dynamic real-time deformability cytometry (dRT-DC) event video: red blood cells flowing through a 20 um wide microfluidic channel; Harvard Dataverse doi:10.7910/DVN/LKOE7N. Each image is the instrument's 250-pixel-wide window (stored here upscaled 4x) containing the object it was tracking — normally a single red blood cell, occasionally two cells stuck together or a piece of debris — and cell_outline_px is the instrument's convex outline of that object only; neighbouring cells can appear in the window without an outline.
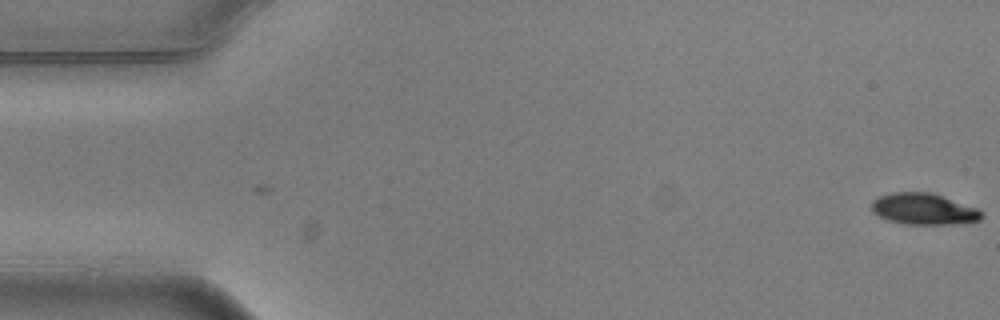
{"species": "common noctule bat (a hibernating species)", "species_latin": "Nyctalus noctula", "temperature_condition": "warm", "stored_images_in_passage": 5, "camera_frame_rate_fps": 3000, "um_per_image_px": 0.085, "animal": {"sex": "male", "body_mass_g": 20.5, "forearm_length_mm": 52.5}, "frame": {"image": 1, "passage_image": 1, "time_ms": 0.0, "image_size_px": [1000, 320], "cell_outline_px": [[984, 216], [980, 220], [964, 224], [904, 224], [888, 220], [872, 212], [872, 200], [880, 196], [892, 192], [928, 192], [944, 196], [976, 208], [984, 212]], "centroid_in_image_um": [78.55, 17.77], "position_along_channel_um": 6.5, "area_um2": 20.23}}
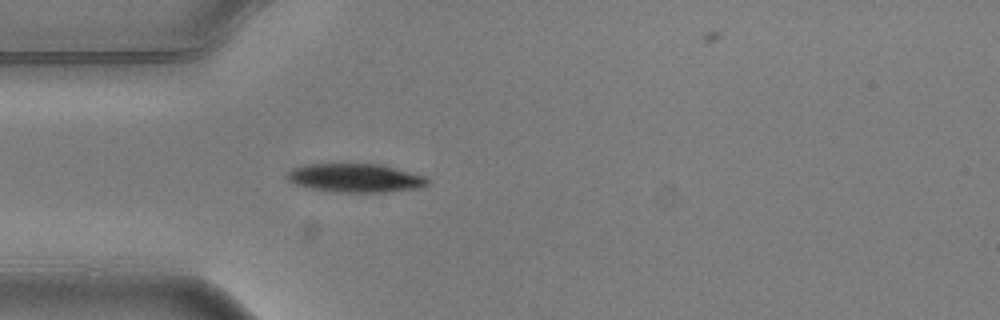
{"frame": {"image": 2, "passage_image": 5, "time_ms": 1.333, "image_size_px": [1000, 320], "cell_outline_px": [[428, 184], [420, 188], [388, 192], [332, 192], [312, 188], [296, 184], [288, 180], [284, 176], [292, 168], [304, 164], [380, 164], [424, 176], [428, 180]], "centroid_in_image_um": [30.18, 15.13], "position_along_channel_um": 54.8, "area_um2": 23.41}}